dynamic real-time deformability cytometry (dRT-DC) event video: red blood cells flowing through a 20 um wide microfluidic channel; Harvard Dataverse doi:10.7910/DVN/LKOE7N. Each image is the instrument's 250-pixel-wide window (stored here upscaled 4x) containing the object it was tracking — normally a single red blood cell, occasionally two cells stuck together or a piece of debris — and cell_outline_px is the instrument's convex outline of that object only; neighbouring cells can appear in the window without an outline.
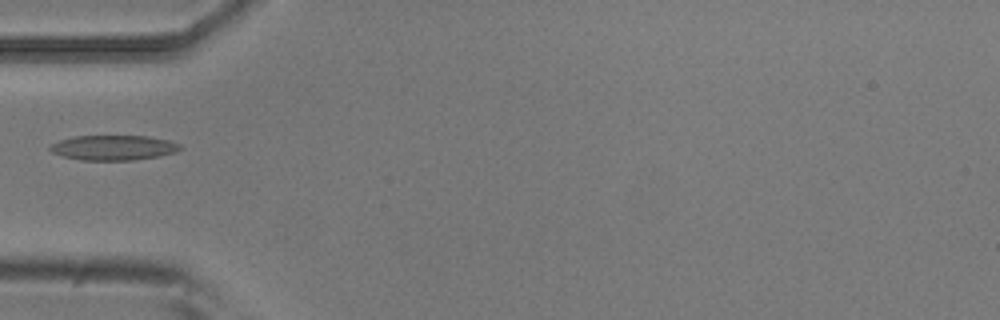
{"species": "common noctule bat (a hibernating species)", "species_latin": "Nyctalus noctula", "temperature_condition": "room temperature", "stored_images_in_passage": 3, "camera_frame_rate_fps": 3000, "um_per_image_px": 0.085, "animal": {"sex": "male", "body_mass_g": 20.5, "forearm_length_mm": 52.5}, "frame": {"image": 1, "passage_image": 2, "time_ms": 0.333, "image_size_px": [1000, 320], "cell_outline_px": [[184, 148], [176, 152], [160, 156], [132, 160], [80, 160], [64, 156], [52, 152], [48, 148], [52, 144], [60, 140], [76, 136], [148, 136], [168, 140], [180, 144]], "centroid_in_image_um": [9.69, 12.55], "position_along_channel_um": 75.3, "area_um2": 18.9}}
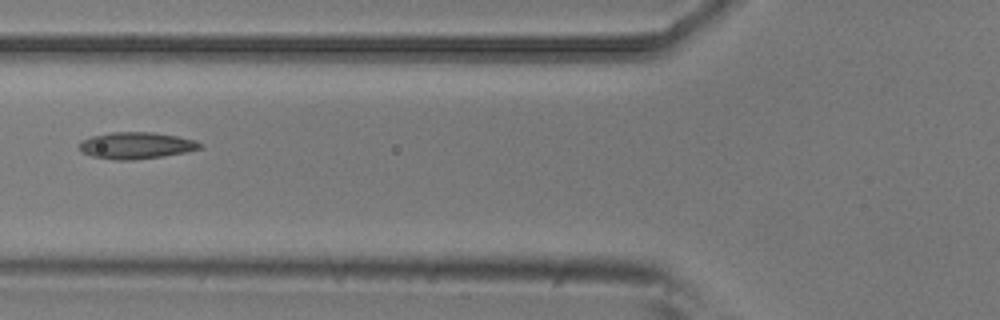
{"frame": {"image": 2, "passage_image": 3, "time_ms": 0.667, "image_size_px": [1000, 320], "cell_outline_px": [[204, 148], [164, 156], [132, 160], [116, 160], [92, 156], [84, 152], [80, 148], [80, 140], [92, 136], [112, 132], [152, 132], [176, 136], [196, 140], [204, 144]], "centroid_in_image_um": [11.62, 12.36], "position_along_channel_um": 114.2, "area_um2": 18.73}}